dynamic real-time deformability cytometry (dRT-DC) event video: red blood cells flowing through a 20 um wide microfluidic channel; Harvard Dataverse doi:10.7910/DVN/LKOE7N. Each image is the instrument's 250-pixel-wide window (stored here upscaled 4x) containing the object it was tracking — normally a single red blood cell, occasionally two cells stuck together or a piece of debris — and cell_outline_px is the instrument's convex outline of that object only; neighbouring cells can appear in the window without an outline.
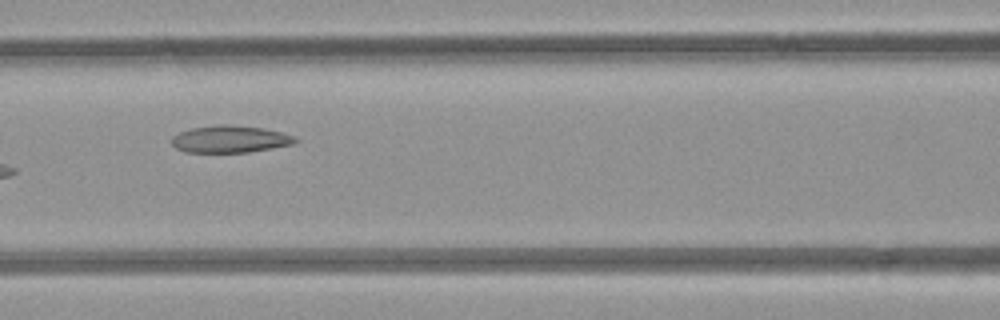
{"species": "common noctule bat (a hibernating species)", "species_latin": "Nyctalus noctula", "temperature_condition": "room temperature", "stored_images_in_passage": 8, "camera_frame_rate_fps": 3000, "um_per_image_px": 0.085, "animal": {"sex": "female", "body_mass_g": 21.9}, "frame": {"image": 1, "passage_image": 6, "time_ms": 5.667, "image_size_px": [1000, 320], "cell_outline_px": [[300, 140], [292, 144], [272, 148], [248, 152], [184, 152], [176, 148], [172, 144], [172, 136], [180, 132], [192, 128], [220, 124], [228, 124], [264, 128], [296, 136]], "centroid_in_image_um": [19.57, 11.82], "position_along_channel_um": 147.0, "area_um2": 19.54}}
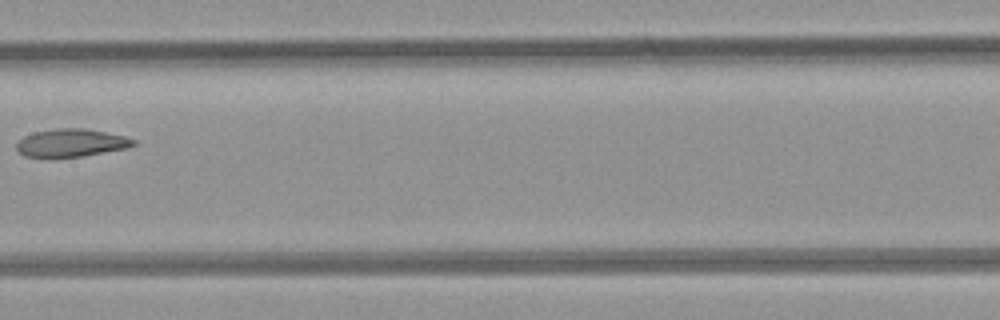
{"frame": {"image": 2, "passage_image": 7, "time_ms": 7.0, "image_size_px": [1000, 320], "cell_outline_px": [[136, 144], [128, 148], [80, 156], [52, 160], [24, 156], [16, 148], [16, 144], [24, 136], [32, 132], [60, 128], [84, 128], [124, 136], [136, 140]], "centroid_in_image_um": [6.0, 12.18], "position_along_channel_um": 201.4, "area_um2": 19.42}}
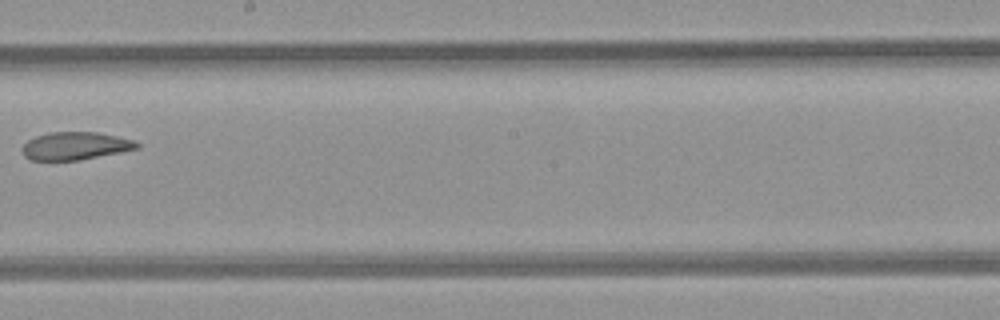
{"frame": {"image": 3, "passage_image": 8, "time_ms": 8.0, "image_size_px": [1000, 320], "cell_outline_px": [[140, 148], [80, 160], [32, 160], [24, 156], [24, 144], [28, 140], [36, 136], [48, 132], [96, 132], [116, 136], [132, 140], [140, 144]], "centroid_in_image_um": [6.41, 12.4], "position_along_channel_um": 241.8, "area_um2": 18.38}}